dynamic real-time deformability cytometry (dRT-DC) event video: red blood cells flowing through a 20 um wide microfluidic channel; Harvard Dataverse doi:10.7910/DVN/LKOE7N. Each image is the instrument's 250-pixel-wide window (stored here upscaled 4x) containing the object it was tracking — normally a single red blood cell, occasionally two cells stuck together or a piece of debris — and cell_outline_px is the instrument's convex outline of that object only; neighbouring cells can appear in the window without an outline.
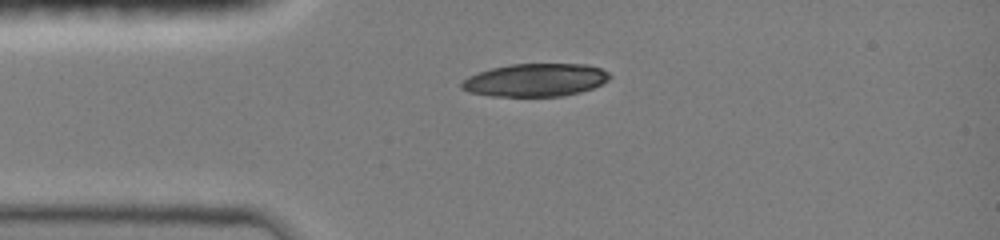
{"species": "common noctule bat (a hibernating species)", "species_latin": "Nyctalus noctula", "temperature_condition": "room temperature", "stored_images_in_passage": 37, "camera_frame_rate_fps": 3000, "um_per_image_px": 0.085, "animal": {"sex": "female", "body_mass_g": 19.0, "forearm_length_mm": 51.5}, "frame": {"image": 1, "passage_image": 1, "time_ms": 0.0, "image_size_px": [1000, 240], "cell_outline_px": [[612, 76], [608, 80], [592, 88], [580, 92], [564, 96], [492, 96], [468, 92], [460, 88], [460, 84], [468, 76], [492, 68], [512, 64], [584, 64], [600, 68], [608, 72]], "centroid_in_image_um": [45.5, 6.81], "position_along_channel_um": 39.5, "area_um2": 28.32}}
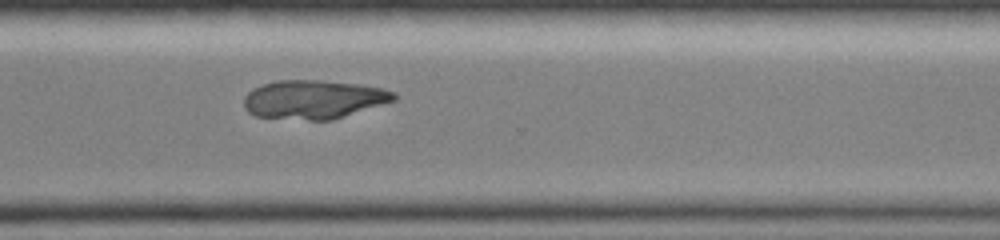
{"frame": {"image": 2, "passage_image": 25, "time_ms": 8.0, "image_size_px": [1000, 240], "cell_outline_px": [[396, 100], [332, 120], [308, 120], [256, 116], [248, 112], [244, 108], [244, 96], [248, 92], [264, 84], [276, 80], [320, 80], [356, 84], [384, 88], [396, 92]], "centroid_in_image_um": [26.67, 8.45], "position_along_channel_um": 343.9, "area_um2": 33.81}}
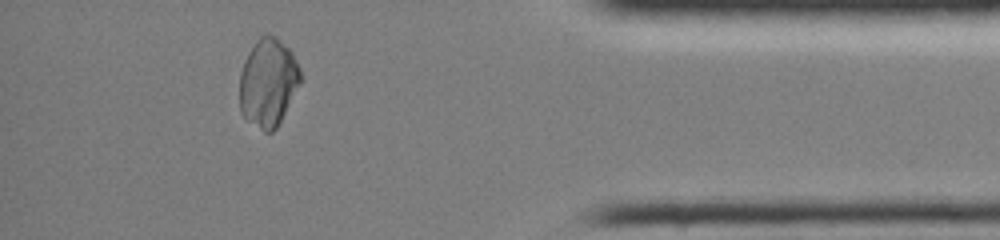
{"frame": {"image": 3, "passage_image": 32, "time_ms": 10.333, "image_size_px": [1000, 240], "cell_outline_px": [[300, 84], [276, 128], [272, 132], [264, 132], [248, 120], [240, 112], [240, 72], [244, 60], [248, 52], [256, 40], [264, 32], [268, 32], [276, 36], [292, 52], [300, 68]], "centroid_in_image_um": [22.78, 6.97], "position_along_channel_um": 412.4, "area_um2": 31.33}}